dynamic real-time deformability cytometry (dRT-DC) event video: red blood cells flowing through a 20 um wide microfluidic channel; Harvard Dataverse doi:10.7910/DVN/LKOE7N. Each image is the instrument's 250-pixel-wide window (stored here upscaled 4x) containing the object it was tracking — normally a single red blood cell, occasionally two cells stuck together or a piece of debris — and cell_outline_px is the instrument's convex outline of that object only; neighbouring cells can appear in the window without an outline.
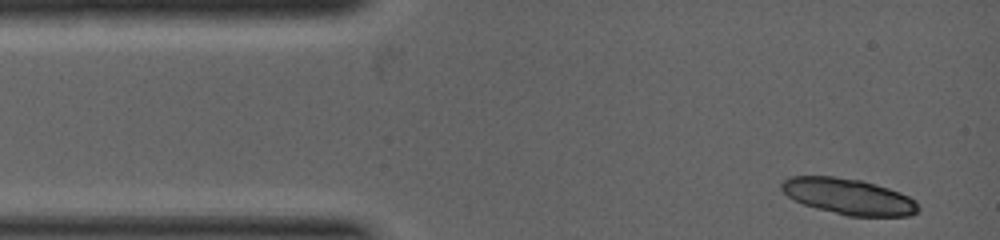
{"species": "common noctule bat (a hibernating species)", "species_latin": "Nyctalus noctula", "temperature_condition": "warm", "stored_images_in_passage": 4, "camera_frame_rate_fps": 5000, "um_per_image_px": 0.085, "animal": {"sex": "female", "body_mass_g": 19.0, "forearm_length_mm": 53.3}, "frame": {"image": 1, "passage_image": 1, "time_ms": 0.0, "image_size_px": [1000, 240], "cell_outline_px": [[920, 208], [916, 212], [908, 216], [848, 216], [816, 208], [792, 200], [780, 188], [780, 184], [788, 176], [832, 176], [860, 180], [876, 184], [900, 192], [916, 200]], "centroid_in_image_um": [72.11, 16.7], "position_along_channel_um": 12.9, "area_um2": 28.73}}